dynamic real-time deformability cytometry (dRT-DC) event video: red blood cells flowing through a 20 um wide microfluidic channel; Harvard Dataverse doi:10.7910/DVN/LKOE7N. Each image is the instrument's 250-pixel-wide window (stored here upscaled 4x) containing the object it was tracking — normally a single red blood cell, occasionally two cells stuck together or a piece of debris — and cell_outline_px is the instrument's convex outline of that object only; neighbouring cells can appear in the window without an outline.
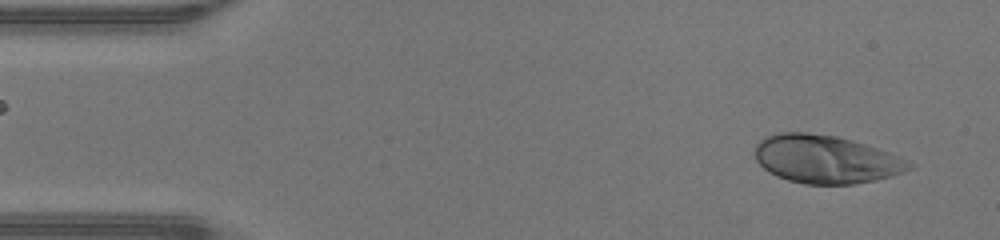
{"species": "human", "species_latin": "Homo sapiens", "temperature_condition": "warm", "stored_images_in_passage": 43, "camera_frame_rate_fps": 3000, "um_per_image_px": 0.085, "donor": {"sex": "male"}, "frame": {"image": 1, "passage_image": 1, "time_ms": 0.0, "image_size_px": [1000, 240], "cell_outline_px": [[916, 164], [912, 168], [892, 176], [852, 184], [804, 184], [788, 180], [776, 176], [768, 172], [756, 160], [756, 144], [764, 136], [776, 132], [808, 132], [836, 136], [852, 140], [900, 156]], "centroid_in_image_um": [70.18, 13.53], "position_along_channel_um": 14.8, "area_um2": 43.29}}
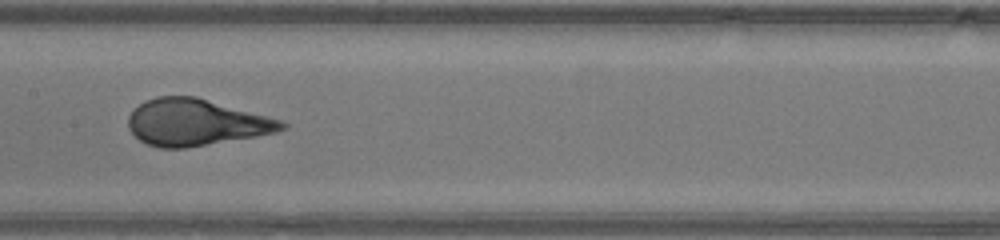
{"frame": {"image": 2, "passage_image": 20, "time_ms": 6.333, "image_size_px": [1000, 240], "cell_outline_px": [[288, 128], [276, 132], [256, 136], [184, 148], [160, 148], [148, 144], [140, 140], [128, 128], [128, 116], [144, 100], [156, 96], [196, 96], [268, 116], [280, 120], [288, 124]], "centroid_in_image_um": [16.65, 10.39], "position_along_channel_um": 190.7, "area_um2": 41.5}}
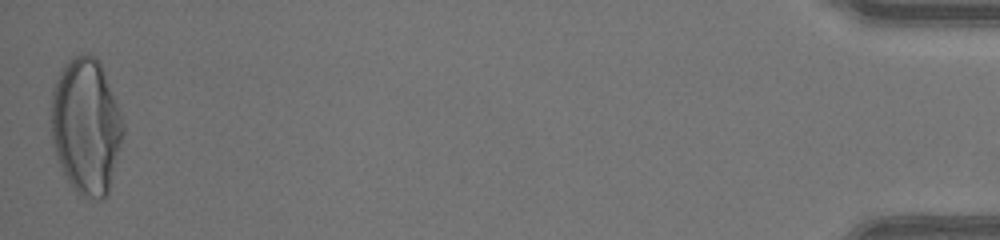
{"frame": {"image": 3, "passage_image": 43, "time_ms": 14.0, "image_size_px": [1000, 240], "cell_outline_px": [[124, 132], [108, 196], [104, 200], [100, 200], [80, 196], [72, 188], [56, 160], [52, 136], [52, 88], [64, 64], [68, 60], [84, 52], [88, 52], [96, 56], [104, 72], [124, 120]], "centroid_in_image_um": [7.33, 10.75], "position_along_channel_um": 427.9, "area_um2": 57.51}, "authors_computed_cell_mechanics": {"area_um2": 41.8472, "velocity_mm_per_s": 4.4612, "shape_relaxation_time_tau1_ms": 4.2923, "shape_relaxation_time_tau2_ms": null, "deformation_change_tau1": 0.2779, "deformation_change_tau2": null}}